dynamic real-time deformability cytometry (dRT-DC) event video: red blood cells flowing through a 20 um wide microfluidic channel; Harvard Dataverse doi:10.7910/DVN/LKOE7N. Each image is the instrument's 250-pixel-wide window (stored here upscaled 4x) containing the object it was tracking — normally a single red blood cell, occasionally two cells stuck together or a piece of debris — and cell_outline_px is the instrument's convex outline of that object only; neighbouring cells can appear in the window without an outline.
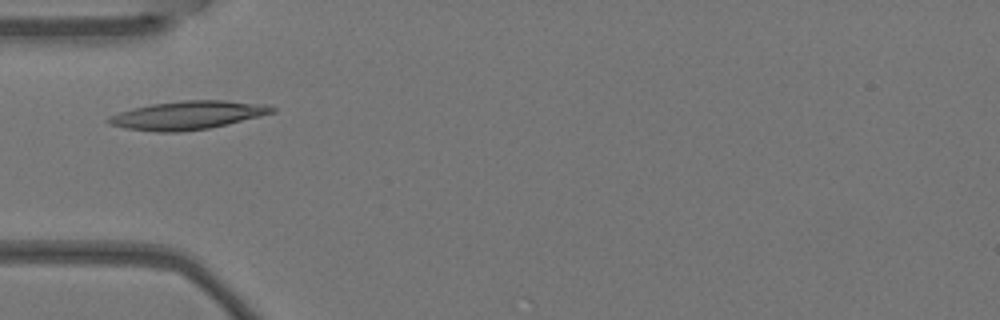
{"species": "Egyptian fruit bat (a non-hibernating species)", "species_latin": "Rousettus aegyptiacus", "temperature_condition": "warm", "stored_images_in_passage": 7, "camera_frame_rate_fps": 3000, "um_per_image_px": 0.085, "animal": {"sex": "female"}, "frame": {"image": 1, "passage_image": 5, "time_ms": 1.333, "image_size_px": [1000, 320], "cell_outline_px": [[276, 112], [228, 124], [208, 128], [180, 132], [156, 132], [124, 128], [108, 124], [104, 120], [108, 116], [132, 108], [152, 104], [184, 100], [224, 100], [268, 104], [276, 108]], "centroid_in_image_um": [15.94, 9.79], "position_along_channel_um": 69.1, "area_um2": 27.28}}
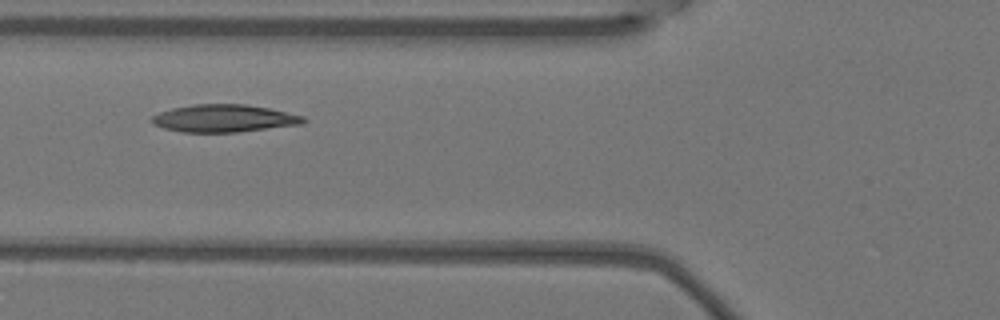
{"frame": {"image": 2, "passage_image": 6, "time_ms": 1.667, "image_size_px": [1000, 320], "cell_outline_px": [[308, 120], [300, 124], [236, 132], [180, 132], [164, 128], [152, 124], [152, 116], [160, 112], [172, 108], [192, 104], [244, 104], [268, 108], [304, 116]], "centroid_in_image_um": [19.01, 10.05], "position_along_channel_um": 106.8, "area_um2": 24.16}}
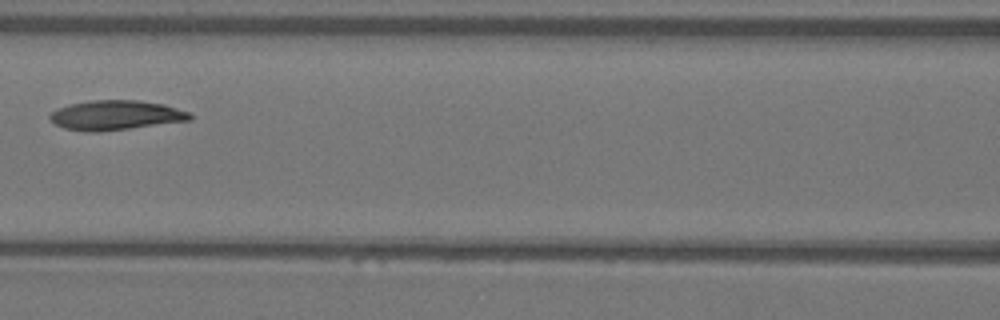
{"frame": {"image": 3, "passage_image": 7, "time_ms": 2.0, "image_size_px": [1000, 320], "cell_outline_px": [[192, 120], [100, 132], [84, 132], [64, 128], [56, 124], [48, 116], [52, 112], [68, 104], [92, 100], [140, 100], [164, 104], [192, 112]], "centroid_in_image_um": [9.88, 9.79], "position_along_channel_um": 156.7, "area_um2": 24.33}}